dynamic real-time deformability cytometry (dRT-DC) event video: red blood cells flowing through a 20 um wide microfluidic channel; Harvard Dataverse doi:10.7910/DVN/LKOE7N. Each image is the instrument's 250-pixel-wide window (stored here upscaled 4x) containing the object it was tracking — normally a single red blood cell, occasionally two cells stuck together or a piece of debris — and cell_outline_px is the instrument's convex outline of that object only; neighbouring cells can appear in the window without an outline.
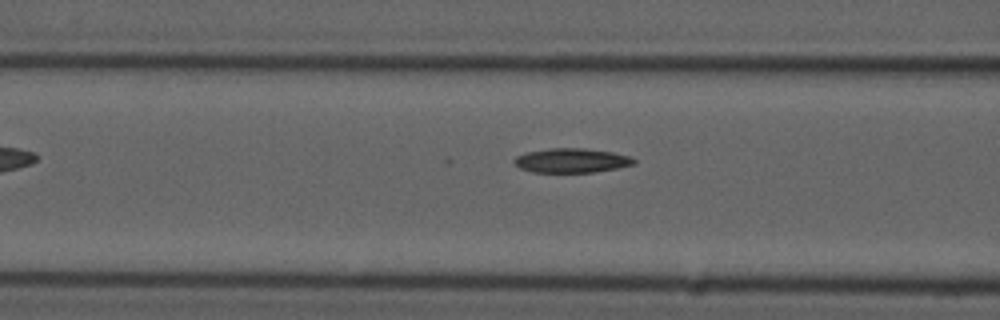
{"species": "common noctule bat (a hibernating species)", "species_latin": "Nyctalus noctula", "temperature_condition": "cold", "stored_images_in_passage": 3, "camera_frame_rate_fps": 3000, "um_per_image_px": 0.085, "animal": {"sex": "male", "forearm_length_mm": 52.5}, "frame": {"image": 1, "passage_image": 3, "time_ms": 2.667, "image_size_px": [1000, 320], "cell_outline_px": [[636, 164], [596, 172], [532, 172], [520, 168], [512, 164], [512, 160], [516, 156], [528, 152], [552, 148], [584, 148], [612, 152], [628, 156], [636, 160]], "centroid_in_image_um": [48.55, 13.65], "position_along_channel_um": 118.0, "area_um2": 16.99}}